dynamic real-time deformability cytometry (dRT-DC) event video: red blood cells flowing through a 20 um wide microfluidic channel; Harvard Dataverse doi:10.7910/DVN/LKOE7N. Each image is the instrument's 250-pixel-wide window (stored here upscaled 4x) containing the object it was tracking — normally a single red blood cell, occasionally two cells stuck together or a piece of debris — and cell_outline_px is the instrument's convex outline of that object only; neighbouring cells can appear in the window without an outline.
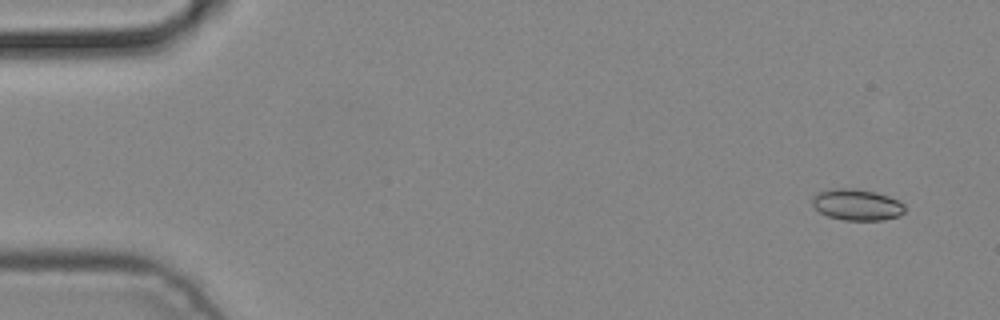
{"species": "common noctule bat (a hibernating species)", "species_latin": "Nyctalus noctula", "temperature_condition": "cold", "stored_images_in_passage": 5, "camera_frame_rate_fps": 3000, "um_per_image_px": 0.085, "animal": {"sex": "male", "body_mass_g": 19.2, "forearm_length_mm": 51.8}, "frame": {"image": 1, "passage_image": 1, "time_ms": 0.0, "image_size_px": [1000, 320], "cell_outline_px": [[904, 212], [900, 216], [884, 220], [844, 220], [828, 216], [820, 212], [812, 204], [812, 196], [816, 192], [836, 188], [852, 188], [876, 192], [888, 196], [904, 204]], "centroid_in_image_um": [72.82, 17.4], "position_along_channel_um": 12.2, "area_um2": 16.88}}